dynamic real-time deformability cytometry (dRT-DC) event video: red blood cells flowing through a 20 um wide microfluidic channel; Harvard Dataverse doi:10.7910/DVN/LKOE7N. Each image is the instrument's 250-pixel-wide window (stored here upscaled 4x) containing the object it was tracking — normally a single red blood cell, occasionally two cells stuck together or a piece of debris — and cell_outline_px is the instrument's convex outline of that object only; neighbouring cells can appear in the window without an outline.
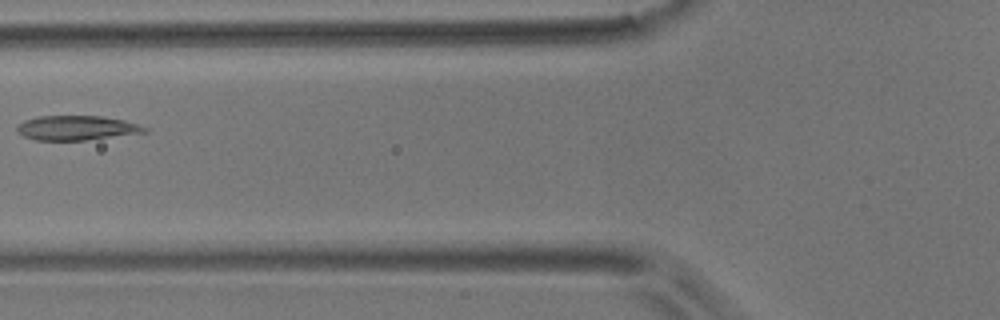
{"species": "common noctule bat (a hibernating species)", "species_latin": "Nyctalus noctula", "temperature_condition": "room temperature", "stored_images_in_passage": 5, "camera_frame_rate_fps": 3000, "um_per_image_px": 0.085, "animal": {"sex": "male", "body_mass_g": 17.9}, "frame": {"image": 1, "passage_image": 2, "time_ms": 1.333, "image_size_px": [1000, 320], "cell_outline_px": [[148, 132], [84, 140], [36, 140], [24, 136], [16, 128], [16, 124], [24, 120], [40, 116], [100, 116], [124, 120], [148, 128]], "centroid_in_image_um": [6.5, 10.87], "position_along_channel_um": 119.3, "area_um2": 18.09}}
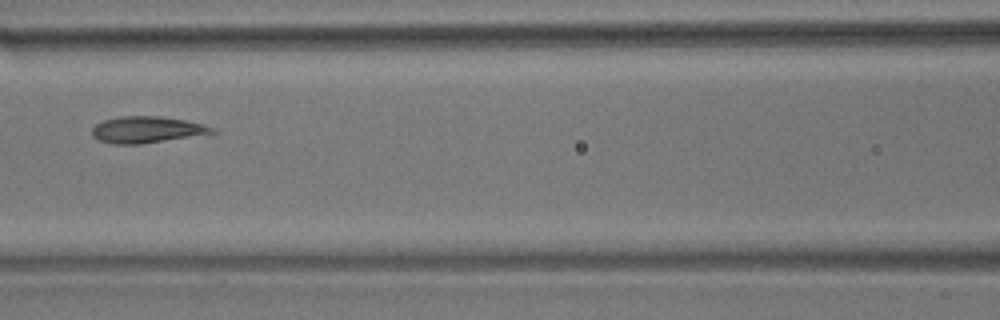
{"frame": {"image": 2, "passage_image": 3, "time_ms": 2.333, "image_size_px": [1000, 320], "cell_outline_px": [[220, 132], [212, 136], [140, 144], [112, 144], [100, 140], [92, 136], [92, 128], [96, 124], [104, 120], [120, 116], [160, 116], [184, 120], [204, 124], [216, 128]], "centroid_in_image_um": [12.66, 11.05], "position_along_channel_um": 153.9, "area_um2": 19.36}}
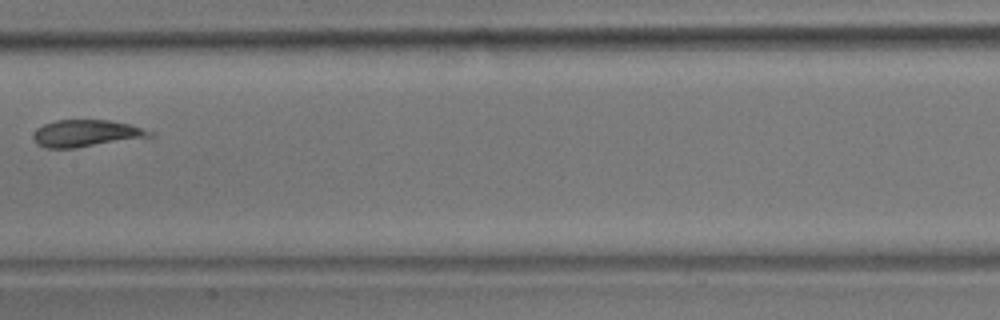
{"frame": {"image": 3, "passage_image": 4, "time_ms": 3.667, "image_size_px": [1000, 320], "cell_outline_px": [[152, 136], [76, 148], [44, 148], [36, 144], [32, 136], [36, 128], [44, 124], [56, 120], [108, 120], [128, 124], [152, 132]], "centroid_in_image_um": [7.23, 11.34], "position_along_channel_um": 200.2, "area_um2": 18.09}}